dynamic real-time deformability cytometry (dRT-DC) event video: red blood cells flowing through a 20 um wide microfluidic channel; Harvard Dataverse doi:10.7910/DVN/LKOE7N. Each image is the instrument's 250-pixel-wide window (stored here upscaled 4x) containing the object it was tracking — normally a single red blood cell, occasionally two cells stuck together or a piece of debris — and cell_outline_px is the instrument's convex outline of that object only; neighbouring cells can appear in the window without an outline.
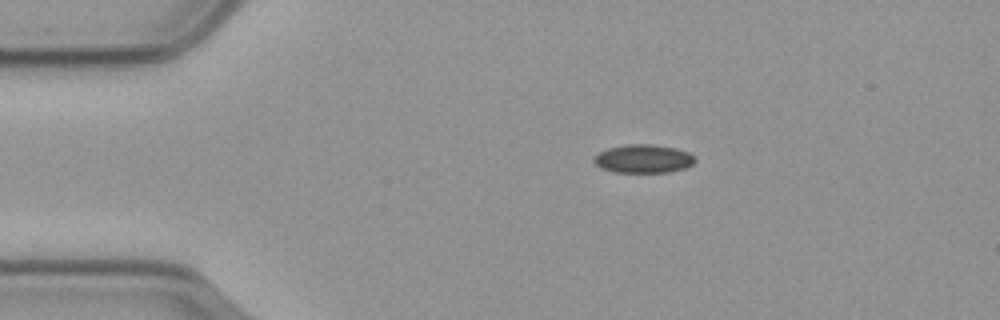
{"species": "common noctule bat (a hibernating species)", "species_latin": "Nyctalus noctula", "temperature_condition": "cold", "stored_images_in_passage": 47, "camera_frame_rate_fps": 3000, "um_per_image_px": 0.085, "animal": {"sex": "male", "body_mass_g": 23.1, "forearm_length_mm": 52.7}, "frame": {"image": 1, "passage_image": 1, "time_ms": 0.0, "image_size_px": [1000, 320], "cell_outline_px": [[696, 160], [692, 164], [684, 168], [668, 172], [612, 172], [600, 168], [592, 160], [592, 156], [608, 148], [628, 144], [652, 144], [676, 148], [688, 152], [696, 156]], "centroid_in_image_um": [54.67, 13.49], "position_along_channel_um": 30.3, "area_um2": 16.88}}
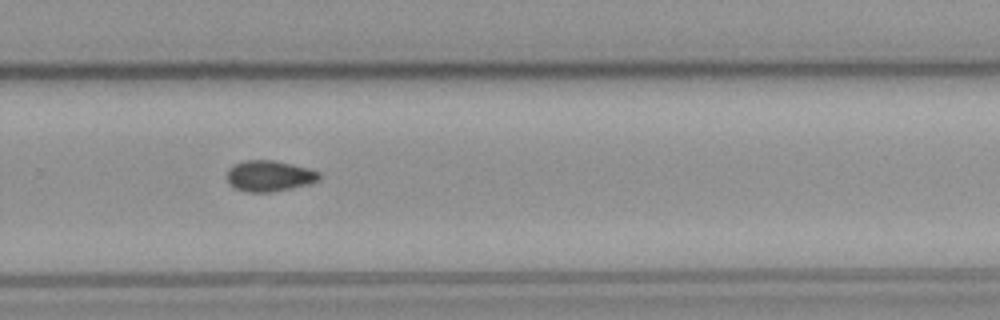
{"frame": {"image": 2, "passage_image": 28, "time_ms": 9.0, "image_size_px": [1000, 320], "cell_outline_px": [[320, 180], [308, 184], [268, 192], [248, 192], [236, 188], [228, 180], [228, 168], [232, 164], [244, 160], [272, 160], [312, 168], [320, 172]], "centroid_in_image_um": [22.92, 14.93], "position_along_channel_um": 306.9, "area_um2": 16.53}}
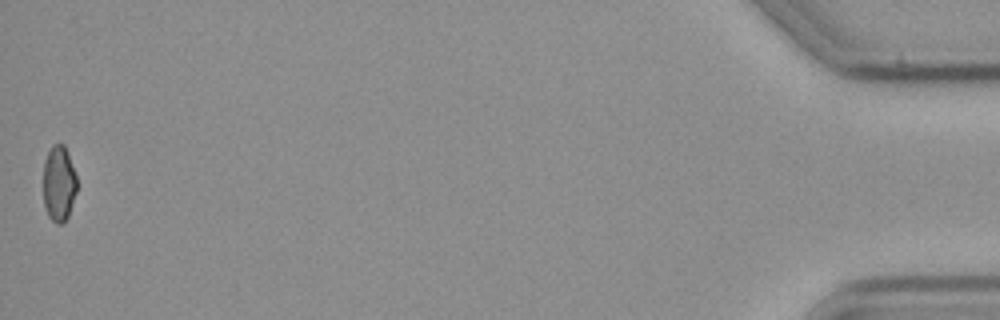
{"frame": {"image": 3, "passage_image": 47, "time_ms": 15.333, "image_size_px": [1000, 320], "cell_outline_px": [[76, 192], [68, 216], [64, 224], [56, 224], [48, 216], [44, 204], [44, 160], [52, 144], [64, 144], [68, 152], [76, 176]], "centroid_in_image_um": [5.0, 15.61], "position_along_channel_um": 430.2, "area_um2": 14.85}}